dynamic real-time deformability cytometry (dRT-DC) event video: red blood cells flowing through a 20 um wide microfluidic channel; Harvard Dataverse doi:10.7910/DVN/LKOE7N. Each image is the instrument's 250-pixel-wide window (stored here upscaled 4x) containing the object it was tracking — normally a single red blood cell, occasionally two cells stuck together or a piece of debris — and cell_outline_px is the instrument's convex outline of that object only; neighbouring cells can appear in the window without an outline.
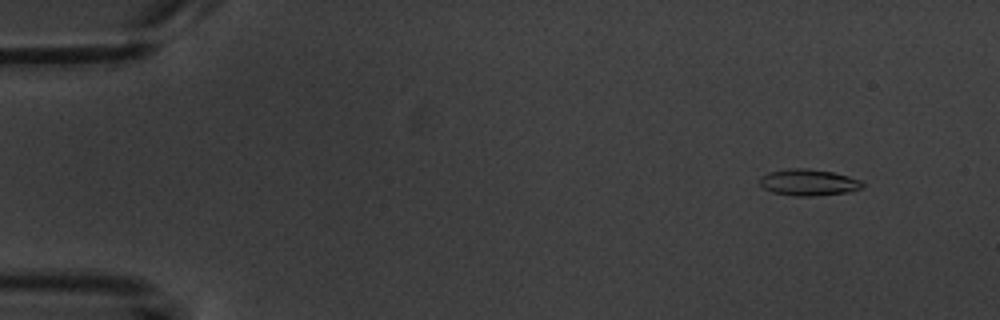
{"species": "common noctule bat (a hibernating species)", "species_latin": "Nyctalus noctula", "temperature_condition": "warm", "stored_images_in_passage": 5, "camera_frame_rate_fps": 3000, "um_per_image_px": 0.085, "animal": {"sex": "male", "body_mass_g": 20.1, "forearm_length_mm": 53.5}, "frame": {"image": 1, "passage_image": 1, "time_ms": 0.0, "image_size_px": [1000, 320], "cell_outline_px": [[864, 184], [860, 188], [852, 192], [812, 196], [796, 196], [772, 192], [764, 188], [760, 184], [760, 176], [768, 172], [788, 168], [808, 168], [832, 172], [848, 176], [860, 180]], "centroid_in_image_um": [68.71, 15.5], "position_along_channel_um": 16.3, "area_um2": 15.9}}
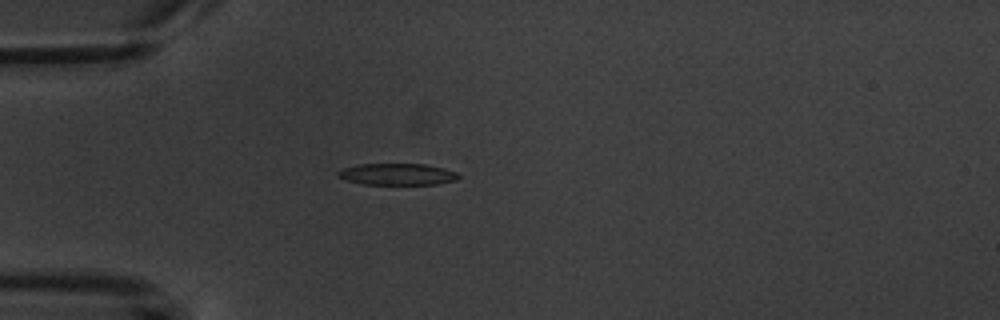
{"frame": {"image": 2, "passage_image": 4, "time_ms": 3.667, "image_size_px": [1000, 320], "cell_outline_px": [[460, 176], [456, 180], [436, 184], [364, 184], [348, 180], [336, 176], [336, 172], [344, 168], [356, 164], [424, 164], [444, 168], [456, 172]], "centroid_in_image_um": [33.76, 14.8], "position_along_channel_um": 51.2, "area_um2": 15.09}}